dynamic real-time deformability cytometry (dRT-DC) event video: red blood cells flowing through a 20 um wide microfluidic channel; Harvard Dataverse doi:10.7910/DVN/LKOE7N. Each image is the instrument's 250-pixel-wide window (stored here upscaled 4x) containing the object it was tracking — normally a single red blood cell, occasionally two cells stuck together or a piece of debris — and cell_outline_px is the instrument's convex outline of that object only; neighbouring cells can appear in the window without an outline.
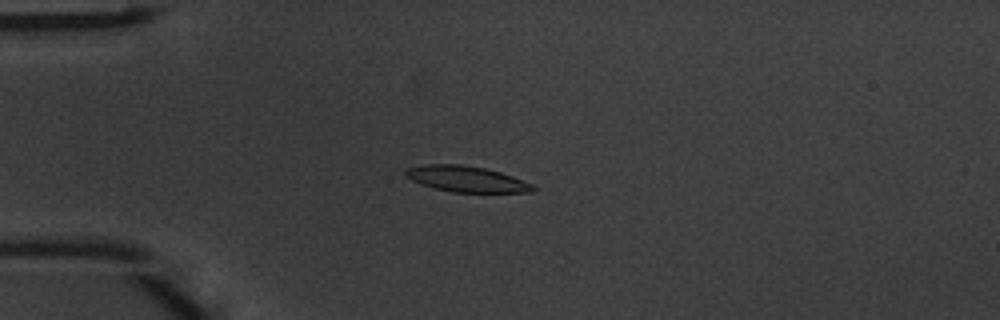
{"species": "common noctule bat (a hibernating species)", "species_latin": "Nyctalus noctula", "temperature_condition": "warm", "stored_images_in_passage": 17, "camera_frame_rate_fps": 3000, "um_per_image_px": 0.085, "animal": {"sex": "male", "body_mass_g": 20.1, "forearm_length_mm": 53.5}, "frame": {"image": 1, "passage_image": 5, "time_ms": 1.333, "image_size_px": [1000, 320], "cell_outline_px": [[536, 188], [532, 192], [452, 192], [420, 184], [404, 176], [404, 172], [408, 168], [424, 164], [460, 164], [484, 168], [500, 172], [512, 176], [532, 184]], "centroid_in_image_um": [39.62, 15.21], "position_along_channel_um": 45.4, "area_um2": 19.07}}
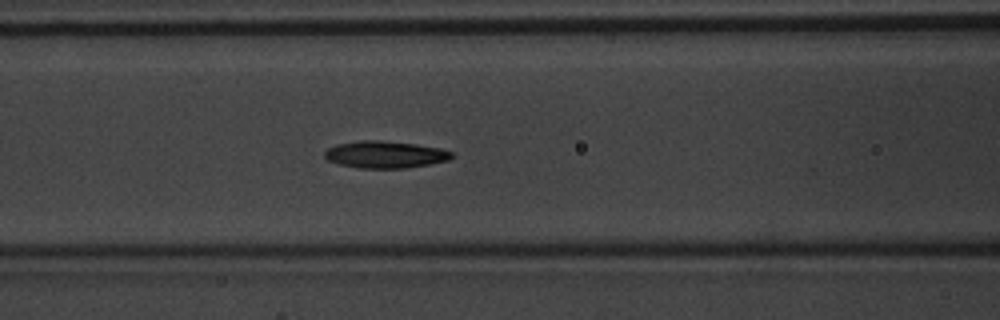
{"frame": {"image": 2, "passage_image": 13, "time_ms": 4.0, "image_size_px": [1000, 320], "cell_outline_px": [[452, 156], [448, 160], [432, 164], [408, 168], [360, 168], [340, 164], [328, 160], [324, 156], [324, 152], [328, 148], [336, 144], [360, 140], [380, 140], [416, 144], [440, 148], [452, 152]], "centroid_in_image_um": [32.73, 13.13], "position_along_channel_um": 133.9, "area_um2": 20.06}}
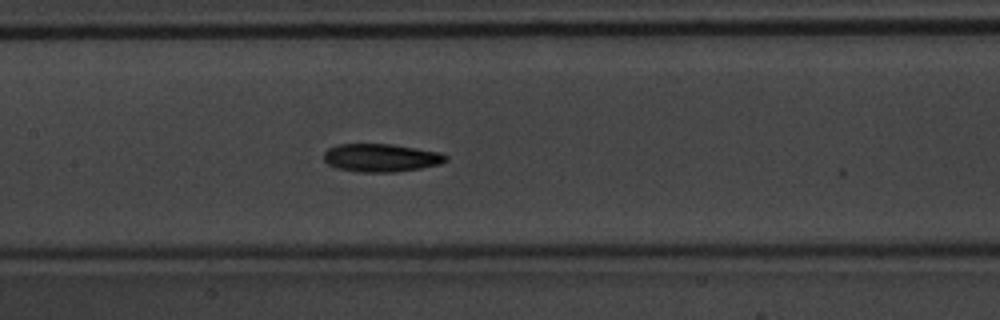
{"frame": {"image": 3, "passage_image": 16, "time_ms": 5.0, "image_size_px": [1000, 320], "cell_outline_px": [[448, 160], [440, 164], [420, 168], [396, 172], [360, 172], [336, 168], [328, 164], [324, 160], [324, 152], [328, 148], [340, 144], [392, 144], [440, 152], [448, 156]], "centroid_in_image_um": [32.4, 13.41], "position_along_channel_um": 175.0, "area_um2": 20.0}}